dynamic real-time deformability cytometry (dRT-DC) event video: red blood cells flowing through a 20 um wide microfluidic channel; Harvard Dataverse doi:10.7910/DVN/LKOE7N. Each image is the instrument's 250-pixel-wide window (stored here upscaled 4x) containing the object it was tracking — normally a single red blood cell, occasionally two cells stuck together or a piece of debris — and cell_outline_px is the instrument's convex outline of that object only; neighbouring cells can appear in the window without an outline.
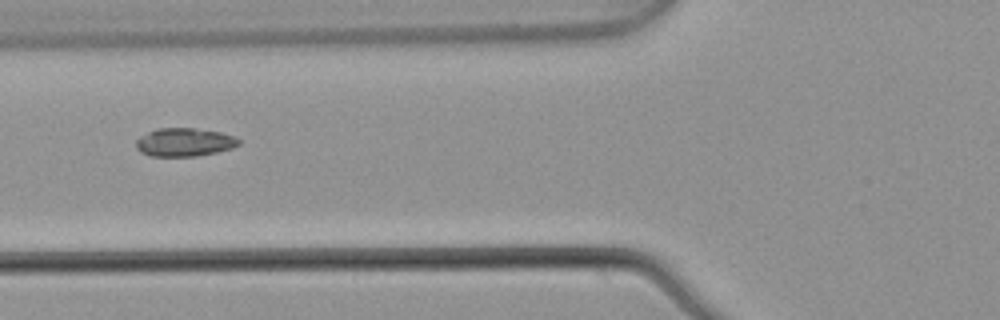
{"species": "common noctule bat (a hibernating species)", "species_latin": "Nyctalus noctula", "temperature_condition": "warm", "stored_images_in_passage": 6, "camera_frame_rate_fps": 3000, "um_per_image_px": 0.085, "animal": {"sex": "male", "body_mass_g": 21.5, "forearm_length_mm": 52.0}, "frame": {"image": 1, "passage_image": 6, "time_ms": 1.667, "image_size_px": [1000, 320], "cell_outline_px": [[240, 144], [232, 148], [216, 152], [196, 156], [152, 156], [140, 152], [136, 148], [136, 140], [140, 136], [156, 128], [196, 128], [220, 132], [236, 136], [240, 140]], "centroid_in_image_um": [15.68, 12.08], "position_along_channel_um": 110.1, "area_um2": 17.05}}